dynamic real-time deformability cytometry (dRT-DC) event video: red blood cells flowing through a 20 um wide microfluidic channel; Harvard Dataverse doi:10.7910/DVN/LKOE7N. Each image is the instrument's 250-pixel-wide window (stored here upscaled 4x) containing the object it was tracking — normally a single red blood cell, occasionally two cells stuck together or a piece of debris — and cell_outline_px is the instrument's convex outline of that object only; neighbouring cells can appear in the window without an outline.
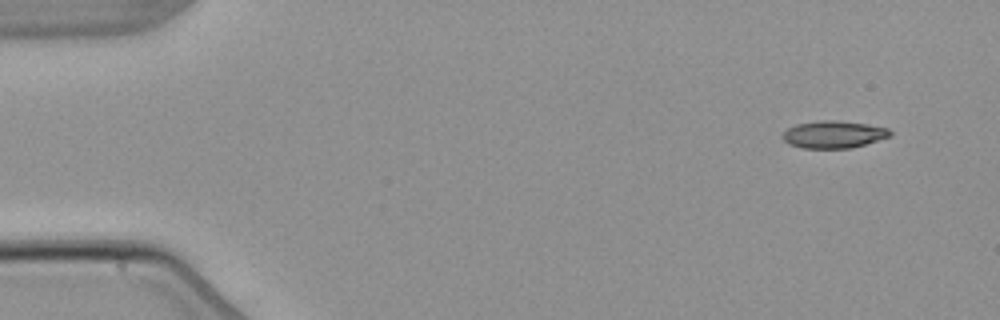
{"species": "common noctule bat (a hibernating species)", "species_latin": "Nyctalus noctula", "temperature_condition": "warm", "stored_images_in_passage": 5, "camera_frame_rate_fps": 3000, "um_per_image_px": 0.085, "animal": {"sex": "male", "body_mass_g": 21.5, "forearm_length_mm": 52.0}, "frame": {"image": 1, "passage_image": 1, "time_ms": 0.0, "image_size_px": [1000, 320], "cell_outline_px": [[892, 136], [852, 148], [804, 148], [788, 144], [780, 136], [788, 128], [796, 124], [820, 120], [836, 120], [868, 124], [888, 128], [892, 132]], "centroid_in_image_um": [70.86, 11.42], "position_along_channel_um": 14.1, "area_um2": 17.22}}
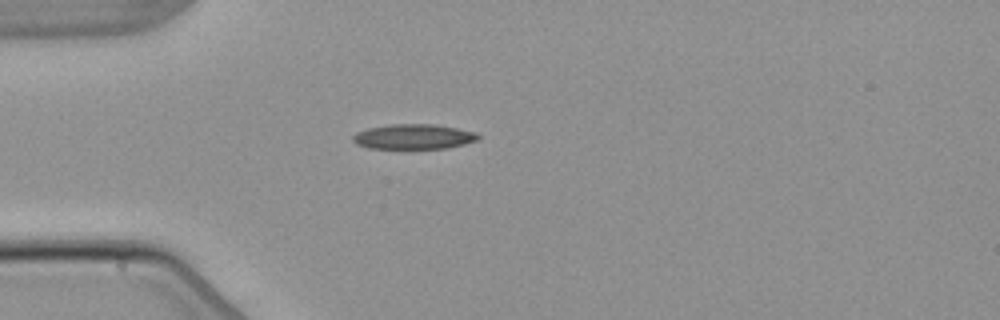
{"frame": {"image": 2, "passage_image": 4, "time_ms": 3.667, "image_size_px": [1000, 320], "cell_outline_px": [[480, 140], [448, 148], [368, 148], [356, 144], [352, 140], [352, 136], [356, 132], [368, 128], [392, 124], [432, 124], [456, 128], [476, 132], [480, 136]], "centroid_in_image_um": [35.16, 11.61], "position_along_channel_um": 49.8, "area_um2": 18.26}}